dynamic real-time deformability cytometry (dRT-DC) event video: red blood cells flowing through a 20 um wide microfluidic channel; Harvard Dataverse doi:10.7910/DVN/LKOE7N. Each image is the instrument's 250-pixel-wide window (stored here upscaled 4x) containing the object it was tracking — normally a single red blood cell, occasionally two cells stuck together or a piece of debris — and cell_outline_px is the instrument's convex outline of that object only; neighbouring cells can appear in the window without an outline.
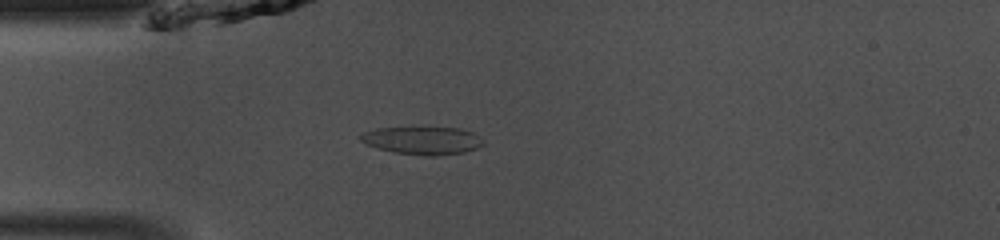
{"species": "common noctule bat (a hibernating species)", "species_latin": "Nyctalus noctula", "temperature_condition": "room temperature", "stored_images_in_passage": 39, "camera_frame_rate_fps": 3000, "um_per_image_px": 0.085, "animal": {"sex": "male", "body_mass_g": 13.0, "forearm_length_mm": 53.1}, "frame": {"image": 1, "passage_image": 4, "time_ms": 1.0, "image_size_px": [1000, 240], "cell_outline_px": [[484, 144], [476, 148], [464, 152], [436, 156], [424, 156], [392, 152], [368, 144], [360, 140], [360, 136], [364, 132], [376, 128], [460, 128], [472, 132], [480, 136]], "centroid_in_image_um": [35.94, 11.95], "position_along_channel_um": 49.1, "area_um2": 19.71}}
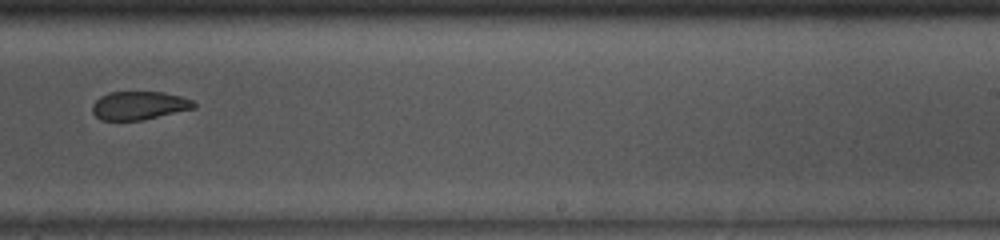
{"frame": {"image": 2, "passage_image": 21, "time_ms": 6.667, "image_size_px": [1000, 240], "cell_outline_px": [[196, 108], [140, 120], [100, 120], [92, 112], [92, 104], [100, 96], [108, 92], [164, 92], [180, 96], [192, 100], [196, 104]], "centroid_in_image_um": [11.8, 8.96], "position_along_channel_um": 277.2, "area_um2": 16.76}}
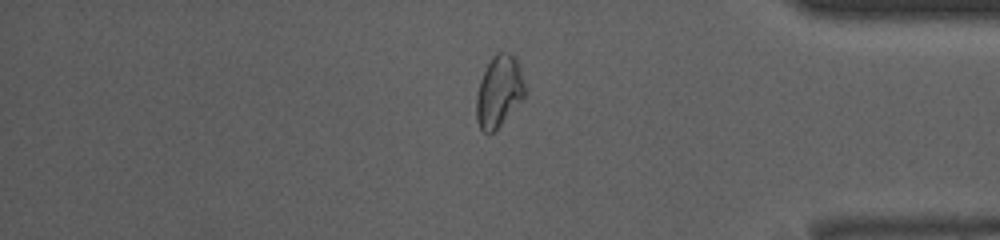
{"frame": {"image": 3, "passage_image": 31, "time_ms": 10.0, "image_size_px": [1000, 240], "cell_outline_px": [[528, 92], [500, 124], [492, 132], [484, 132], [480, 128], [476, 120], [476, 96], [480, 80], [492, 56], [496, 52], [508, 52], [516, 56], [520, 64], [528, 88]], "centroid_in_image_um": [42.45, 7.7], "position_along_channel_um": 392.7, "area_um2": 20.46}, "authors_computed_cell_mechanics": {"area_um2": 19.4208, "velocity_mm_per_s": 4.1468, "shape_relaxation_time_tau1_ms": null, "shape_relaxation_time_tau2_ms": 2.9065, "deformation_change_tau1": null, "deformation_change_tau2": 0.0761}}